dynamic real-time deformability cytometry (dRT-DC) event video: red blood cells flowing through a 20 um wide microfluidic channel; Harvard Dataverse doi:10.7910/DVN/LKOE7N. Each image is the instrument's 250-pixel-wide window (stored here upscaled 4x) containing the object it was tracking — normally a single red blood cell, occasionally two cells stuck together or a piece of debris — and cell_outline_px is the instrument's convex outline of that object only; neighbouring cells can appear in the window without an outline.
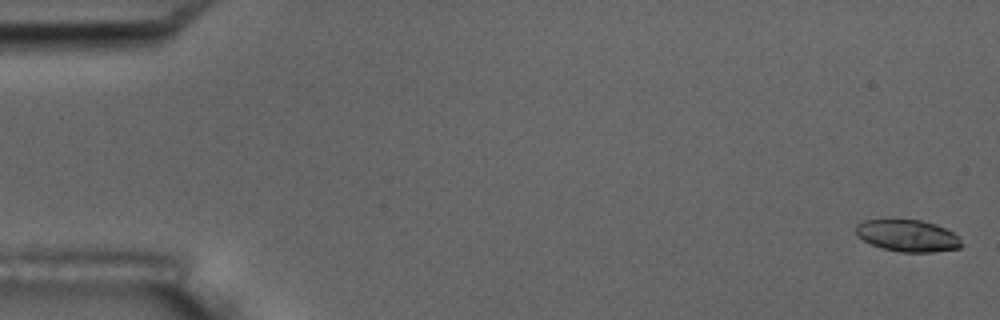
{"species": "common noctule bat (a hibernating species)", "species_latin": "Nyctalus noctula", "temperature_condition": "room temperature", "stored_images_in_passage": 6, "camera_frame_rate_fps": 3000, "um_per_image_px": 0.085, "animal": {"sex": "male", "body_mass_g": 17.5, "forearm_length_mm": 52.3}, "frame": {"image": 1, "passage_image": 1, "time_ms": 0.0, "image_size_px": [1000, 320], "cell_outline_px": [[960, 248], [932, 252], [900, 252], [884, 248], [872, 244], [856, 236], [856, 224], [864, 220], [884, 216], [920, 220], [936, 224], [960, 236]], "centroid_in_image_um": [77.08, 19.97], "position_along_channel_um": 7.9, "area_um2": 20.23}}
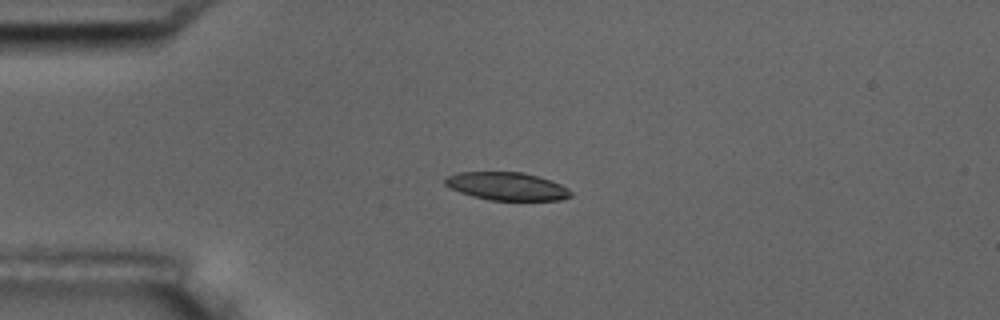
{"frame": {"image": 2, "passage_image": 5, "time_ms": 4.333, "image_size_px": [1000, 320], "cell_outline_px": [[572, 196], [560, 200], [488, 200], [472, 196], [460, 192], [444, 184], [444, 180], [448, 176], [460, 172], [524, 172], [560, 184], [568, 188], [572, 192]], "centroid_in_image_um": [43.09, 15.84], "position_along_channel_um": 41.9, "area_um2": 20.35}}